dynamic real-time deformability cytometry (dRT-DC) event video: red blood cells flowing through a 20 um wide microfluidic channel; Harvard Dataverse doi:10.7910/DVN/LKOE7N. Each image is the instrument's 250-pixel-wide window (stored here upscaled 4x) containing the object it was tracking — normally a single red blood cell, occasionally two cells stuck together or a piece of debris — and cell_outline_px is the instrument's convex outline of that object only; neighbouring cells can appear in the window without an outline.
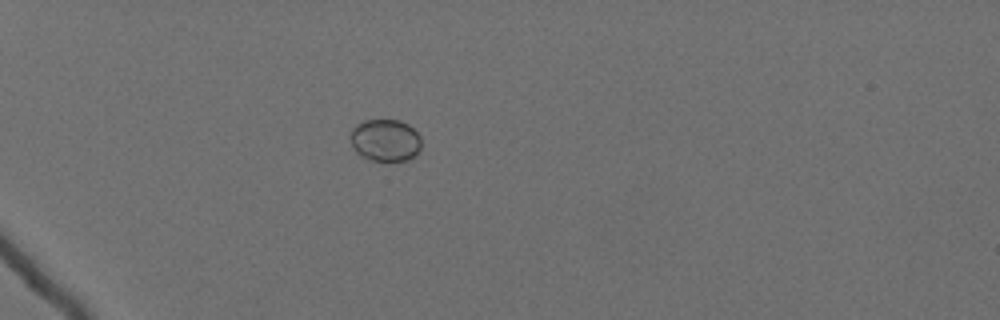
{"species": "Egyptian fruit bat (a non-hibernating species)", "species_latin": "Rousettus aegyptiacus", "temperature_condition": "cold", "stored_images_in_passage": 60, "camera_frame_rate_fps": 3000, "um_per_image_px": 0.085, "animal": {"sex": "female"}, "frame": {"image": 1, "passage_image": 20, "time_ms": 6.333, "image_size_px": [1000, 320], "cell_outline_px": [[420, 148], [408, 160], [368, 160], [360, 156], [356, 152], [352, 144], [352, 128], [356, 124], [364, 120], [400, 120], [408, 124], [420, 136]], "centroid_in_image_um": [32.73, 11.91], "position_along_channel_um": 52.3, "area_um2": 17.22}}
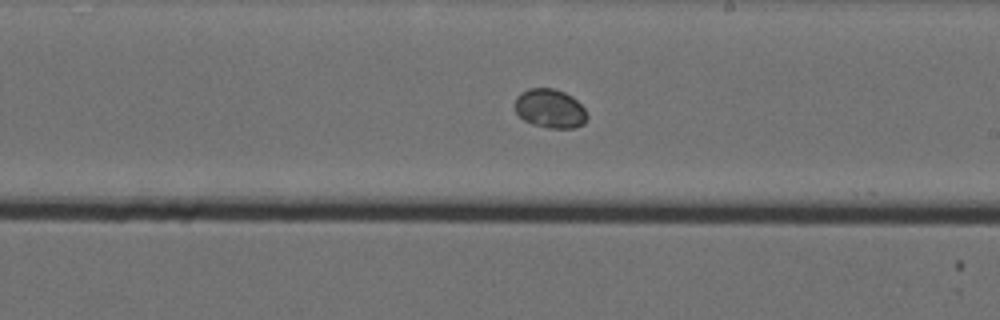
{"frame": {"image": 2, "passage_image": 39, "time_ms": 12.667, "image_size_px": [1000, 320], "cell_outline_px": [[588, 120], [584, 124], [576, 128], [548, 128], [532, 124], [524, 120], [516, 112], [516, 96], [520, 92], [528, 88], [552, 88], [564, 92], [572, 96], [588, 112]], "centroid_in_image_um": [46.78, 9.23], "position_along_channel_um": 242.2, "area_um2": 16.59}}
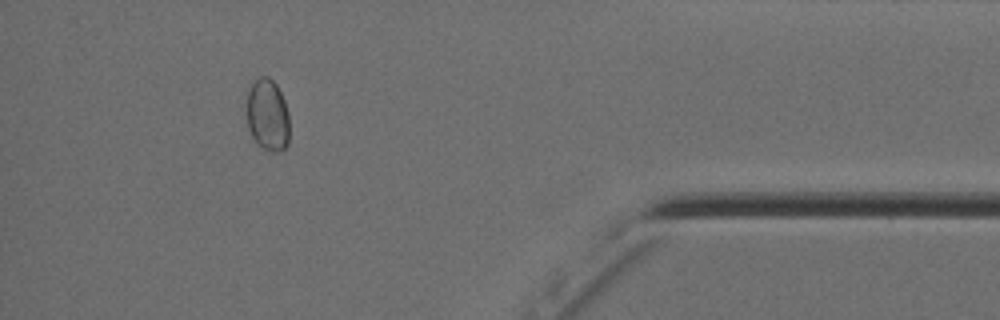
{"frame": {"image": 3, "passage_image": 56, "time_ms": 18.333, "image_size_px": [1000, 320], "cell_outline_px": [[288, 144], [280, 152], [272, 152], [256, 144], [248, 128], [244, 100], [248, 88], [260, 76], [268, 76], [276, 84], [284, 100], [288, 112]], "centroid_in_image_um": [22.7, 9.76], "position_along_channel_um": 412.5, "area_um2": 18.38}, "authors_computed_cell_mechanics": {"area_um2": 17.2822, "velocity_mm_per_s": 3.5418, "shape_relaxation_time_tau1_ms": 1.2974, "shape_relaxation_time_tau2_ms": null, "deformation_change_tau1": null, "deformation_change_tau2": null}}